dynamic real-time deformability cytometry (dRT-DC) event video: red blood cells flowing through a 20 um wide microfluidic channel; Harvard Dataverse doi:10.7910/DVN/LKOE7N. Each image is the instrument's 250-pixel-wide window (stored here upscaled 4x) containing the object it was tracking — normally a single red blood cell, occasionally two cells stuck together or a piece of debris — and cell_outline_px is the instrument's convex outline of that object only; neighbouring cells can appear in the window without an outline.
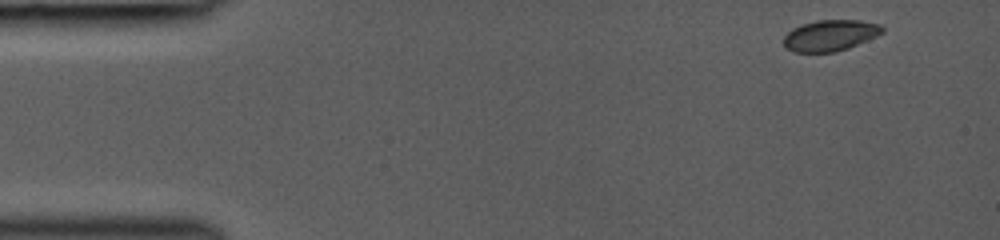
{"species": "common noctule bat (a hibernating species)", "species_latin": "Nyctalus noctula", "temperature_condition": "room temperature", "stored_images_in_passage": 9, "camera_frame_rate_fps": 3000, "um_per_image_px": 0.085, "animal": {"sex": "female", "body_mass_g": 19.0, "forearm_length_mm": 53.3}, "frame": {"image": 1, "passage_image": 1, "time_ms": 0.0, "image_size_px": [1000, 240], "cell_outline_px": [[884, 32], [876, 36], [848, 48], [832, 52], [792, 52], [784, 44], [784, 36], [792, 28], [816, 20], [860, 20], [880, 24], [884, 28]], "centroid_in_image_um": [70.58, 3.0], "position_along_channel_um": 14.4, "area_um2": 17.74}}
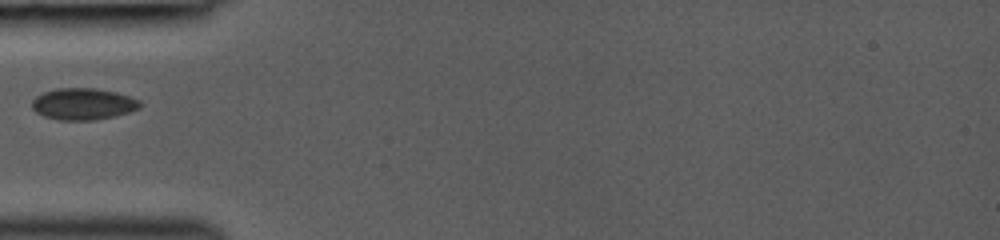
{"frame": {"image": 2, "passage_image": 7, "time_ms": 4.0, "image_size_px": [1000, 240], "cell_outline_px": [[140, 108], [128, 112], [112, 116], [92, 120], [60, 120], [44, 116], [36, 112], [32, 108], [32, 100], [36, 96], [44, 92], [56, 88], [96, 88], [116, 92], [140, 100]], "centroid_in_image_um": [7.04, 8.83], "position_along_channel_um": 78.0, "area_um2": 19.77}}
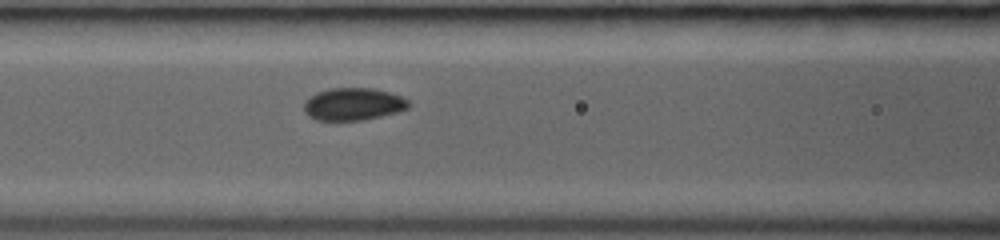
{"frame": {"image": 3, "passage_image": 9, "time_ms": 5.333, "image_size_px": [1000, 240], "cell_outline_px": [[412, 104], [408, 108], [396, 112], [364, 120], [316, 120], [308, 116], [304, 112], [304, 104], [316, 92], [328, 88], [372, 88], [388, 92], [400, 96], [408, 100]], "centroid_in_image_um": [30.03, 8.85], "position_along_channel_um": 136.6, "area_um2": 19.71}}